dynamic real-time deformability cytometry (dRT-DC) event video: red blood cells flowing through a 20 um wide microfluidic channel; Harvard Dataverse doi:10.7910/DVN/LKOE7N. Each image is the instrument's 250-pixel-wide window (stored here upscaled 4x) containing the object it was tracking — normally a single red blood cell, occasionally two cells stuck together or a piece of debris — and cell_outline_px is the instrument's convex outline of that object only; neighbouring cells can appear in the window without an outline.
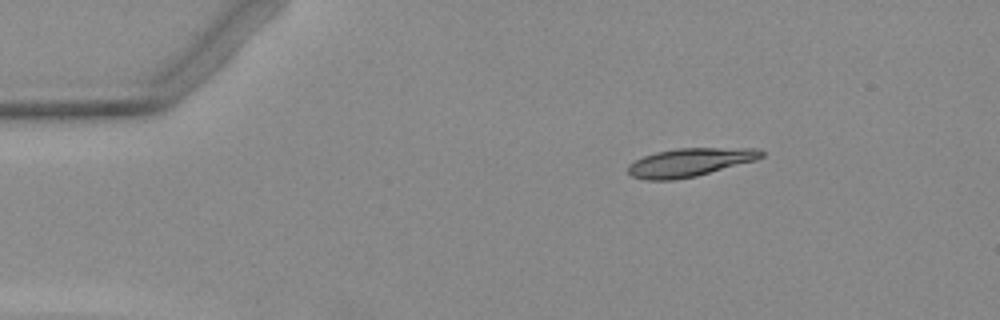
{"species": "Egyptian fruit bat (a non-hibernating species)", "species_latin": "Rousettus aegyptiacus", "temperature_condition": "warm", "stored_images_in_passage": 3, "camera_frame_rate_fps": 3000, "um_per_image_px": 0.085, "animal": {"sex": "female"}, "frame": {"image": 1, "passage_image": 1, "time_ms": 0.0, "image_size_px": [1000, 320], "cell_outline_px": [[764, 156], [756, 160], [696, 176], [672, 180], [648, 180], [632, 176], [628, 172], [628, 164], [644, 156], [656, 152], [676, 148], [756, 148], [764, 152]], "centroid_in_image_um": [58.64, 13.79], "position_along_channel_um": 26.4, "area_um2": 21.91}}
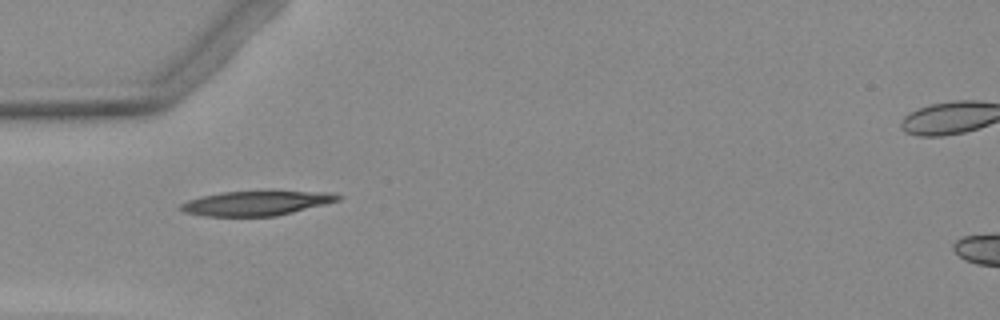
{"frame": {"image": 2, "passage_image": 3, "time_ms": 2.667, "image_size_px": [1000, 320], "cell_outline_px": [[344, 196], [340, 200], [276, 216], [204, 216], [184, 212], [176, 208], [180, 204], [188, 200], [200, 196], [220, 192], [268, 188], [272, 188], [332, 192]], "centroid_in_image_um": [21.83, 17.2], "position_along_channel_um": 63.2, "area_um2": 23.99}}